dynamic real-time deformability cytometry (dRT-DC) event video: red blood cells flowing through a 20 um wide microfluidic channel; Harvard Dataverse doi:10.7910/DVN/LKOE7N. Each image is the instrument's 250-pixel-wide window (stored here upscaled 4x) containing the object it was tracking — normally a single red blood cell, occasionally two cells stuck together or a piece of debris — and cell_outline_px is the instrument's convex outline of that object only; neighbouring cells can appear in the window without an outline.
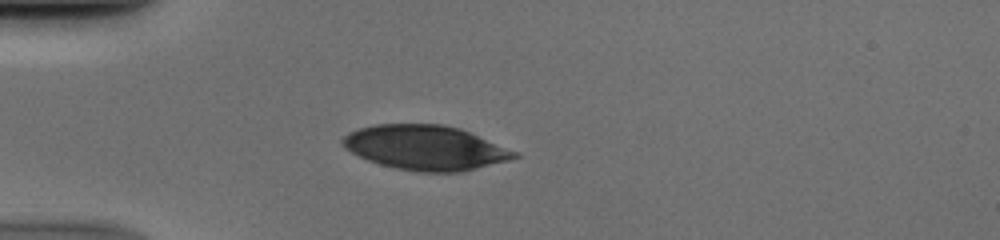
{"species": "human", "species_latin": "Homo sapiens", "temperature_condition": "cold", "stored_images_in_passage": 38, "camera_frame_rate_fps": 3000, "um_per_image_px": 0.085, "donor": {"sex": "male"}, "frame": {"image": 1, "passage_image": 1, "time_ms": 0.0, "image_size_px": [1000, 240], "cell_outline_px": [[520, 156], [508, 160], [460, 172], [420, 172], [396, 168], [380, 164], [368, 160], [344, 148], [340, 144], [340, 140], [348, 132], [372, 124], [444, 124], [460, 128], [516, 152]], "centroid_in_image_um": [36.1, 12.54], "position_along_channel_um": 48.9, "area_um2": 44.39}}
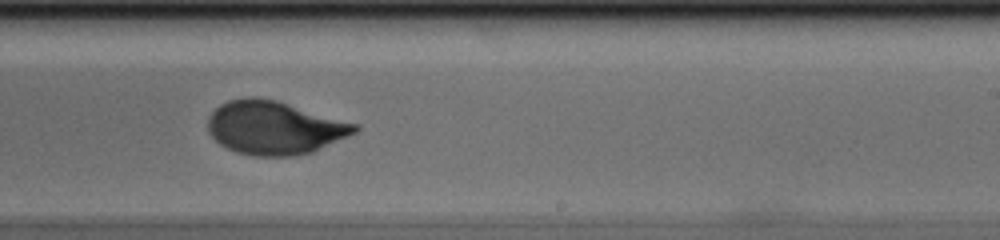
{"frame": {"image": 2, "passage_image": 19, "time_ms": 6.0, "image_size_px": [1000, 240], "cell_outline_px": [[360, 128], [356, 132], [348, 136], [312, 152], [292, 156], [252, 156], [236, 152], [220, 144], [208, 132], [208, 116], [220, 104], [228, 100], [248, 96], [256, 96], [276, 100], [356, 124]], "centroid_in_image_um": [23.28, 10.85], "position_along_channel_um": 265.7, "area_um2": 45.49}}
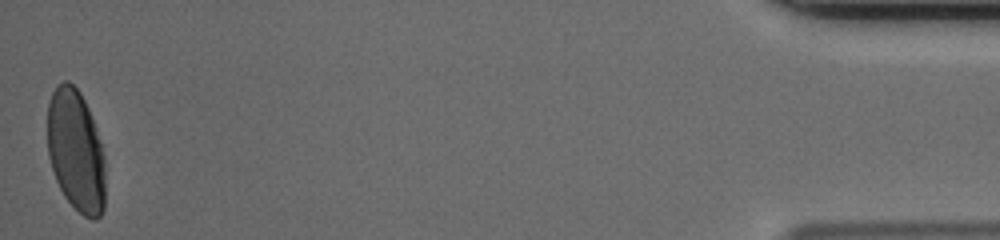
{"frame": {"image": 3, "passage_image": 38, "time_ms": 12.333, "image_size_px": [1000, 240], "cell_outline_px": [[104, 208], [100, 216], [96, 220], [92, 220], [84, 216], [64, 196], [56, 180], [48, 156], [48, 104], [52, 92], [64, 80], [68, 80], [80, 92], [88, 108], [96, 128], [104, 156]], "centroid_in_image_um": [6.45, 12.82], "position_along_channel_um": 428.8, "area_um2": 40.86}}